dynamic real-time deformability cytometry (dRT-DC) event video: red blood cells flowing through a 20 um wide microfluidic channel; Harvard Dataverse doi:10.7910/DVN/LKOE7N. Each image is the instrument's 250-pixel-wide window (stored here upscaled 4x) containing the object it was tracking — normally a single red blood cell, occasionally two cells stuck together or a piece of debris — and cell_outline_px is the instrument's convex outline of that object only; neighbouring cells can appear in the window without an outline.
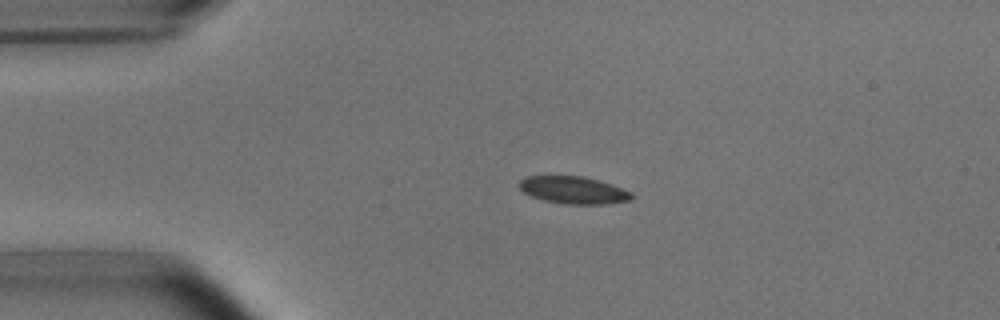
{"species": "common noctule bat (a hibernating species)", "species_latin": "Nyctalus noctula", "temperature_condition": "room temperature", "stored_images_in_passage": 4, "camera_frame_rate_fps": 3000, "um_per_image_px": 0.085, "animal": {"sex": "male", "body_mass_g": 15.6}, "frame": {"image": 1, "passage_image": 3, "time_ms": 2.333, "image_size_px": [1000, 320], "cell_outline_px": [[632, 200], [604, 204], [564, 204], [544, 200], [532, 196], [524, 192], [520, 188], [520, 180], [524, 176], [584, 176], [600, 180], [632, 192]], "centroid_in_image_um": [48.76, 16.15], "position_along_channel_um": 36.2, "area_um2": 17.86}}